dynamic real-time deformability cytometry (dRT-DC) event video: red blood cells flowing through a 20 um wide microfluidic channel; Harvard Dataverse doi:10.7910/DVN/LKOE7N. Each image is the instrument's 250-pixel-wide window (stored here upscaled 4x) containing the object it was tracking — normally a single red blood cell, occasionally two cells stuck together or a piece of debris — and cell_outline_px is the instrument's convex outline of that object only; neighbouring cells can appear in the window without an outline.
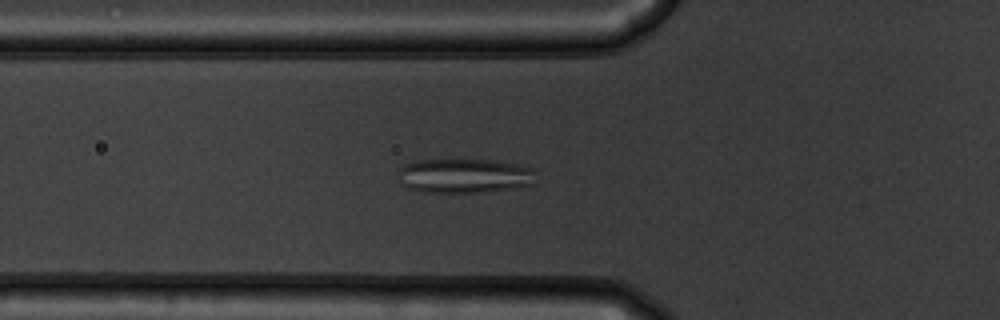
{"species": "common noctule bat (a hibernating species)", "species_latin": "Nyctalus noctula", "temperature_condition": "warm", "stored_images_in_passage": 54, "camera_frame_rate_fps": 3000, "um_per_image_px": 0.085, "animal": {"sex": "male", "body_mass_g": 19.5, "forearm_length_mm": 54.6}, "frame": {"image": 1, "passage_image": 19, "time_ms": 6.0, "image_size_px": [1000, 320], "cell_outline_px": [[536, 184], [512, 188], [484, 192], [428, 192], [408, 188], [400, 184], [400, 168], [404, 164], [416, 160], [492, 160], [516, 164], [532, 168]], "centroid_in_image_um": [39.48, 14.94], "position_along_channel_um": 86.3, "area_um2": 27.51}}
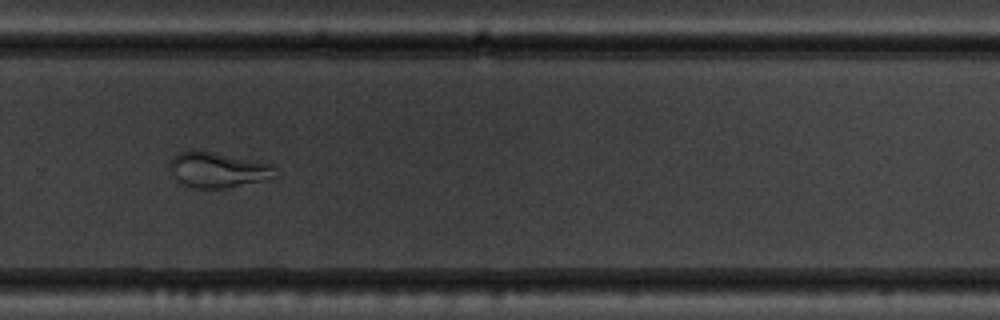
{"frame": {"image": 2, "passage_image": 37, "time_ms": 12.0, "image_size_px": [1000, 320], "cell_outline_px": [[276, 176], [228, 188], [192, 188], [184, 184], [172, 172], [168, 164], [172, 156], [176, 152], [212, 152], [272, 164]], "centroid_in_image_um": [18.48, 14.44], "position_along_channel_um": 311.3, "area_um2": 21.04}}
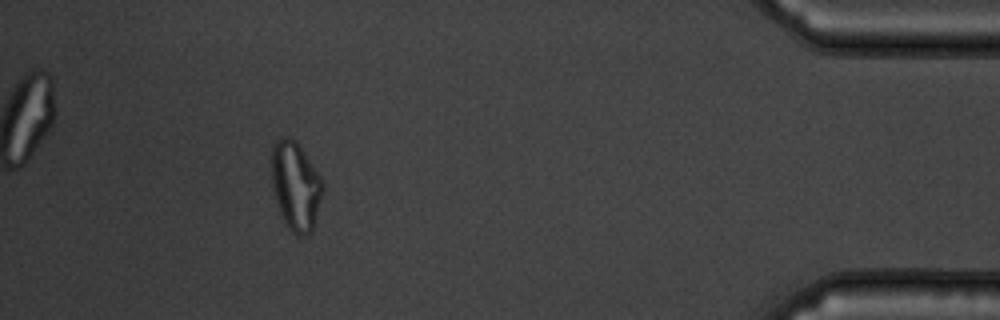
{"frame": {"image": 3, "passage_image": 49, "time_ms": 16.0, "image_size_px": [1000, 320], "cell_outline_px": [[324, 188], [312, 232], [304, 236], [296, 236], [288, 228], [280, 212], [272, 188], [272, 144], [280, 136], [288, 136], [296, 140], [324, 180]], "centroid_in_image_um": [25.14, 15.78], "position_along_channel_um": 410.1, "area_um2": 26.76}}